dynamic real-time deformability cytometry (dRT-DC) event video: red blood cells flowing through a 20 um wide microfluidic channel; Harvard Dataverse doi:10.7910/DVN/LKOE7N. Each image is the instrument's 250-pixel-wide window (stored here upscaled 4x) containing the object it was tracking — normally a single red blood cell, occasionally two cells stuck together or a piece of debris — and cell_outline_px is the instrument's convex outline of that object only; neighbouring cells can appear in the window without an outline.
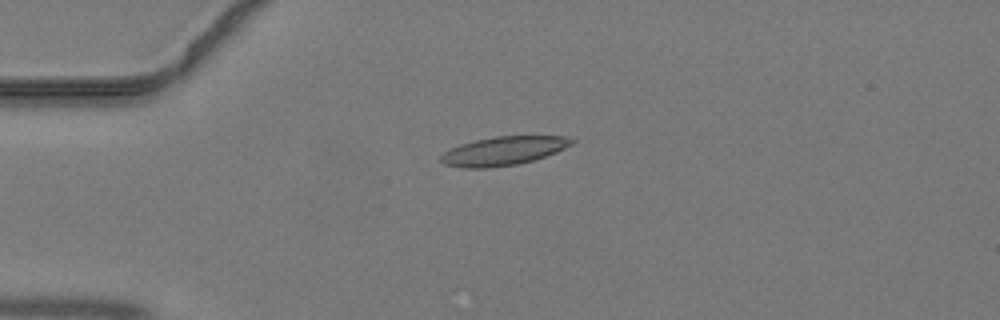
{"species": "common noctule bat (a hibernating species)", "species_latin": "Nyctalus noctula", "temperature_condition": "warm", "stored_images_in_passage": 32, "camera_frame_rate_fps": 3000, "um_per_image_px": 0.085, "animal": {"sex": "male", "body_mass_g": 19.2, "forearm_length_mm": 51.8}, "frame": {"image": 1, "passage_image": 1, "time_ms": 0.0, "image_size_px": [1000, 320], "cell_outline_px": [[576, 140], [572, 144], [556, 152], [532, 160], [516, 164], [488, 168], [464, 168], [444, 164], [440, 160], [440, 156], [444, 152], [460, 144], [476, 140], [496, 136], [564, 136]], "centroid_in_image_um": [42.78, 12.82], "position_along_channel_um": 42.2, "area_um2": 21.68}}
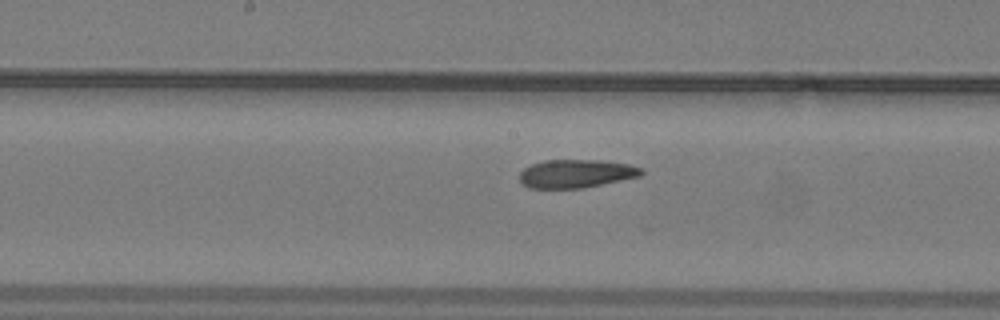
{"frame": {"image": 2, "passage_image": 13, "time_ms": 4.0, "image_size_px": [1000, 320], "cell_outline_px": [[644, 172], [640, 176], [580, 188], [528, 188], [520, 180], [520, 172], [524, 168], [532, 164], [544, 160], [600, 160], [628, 164], [644, 168]], "centroid_in_image_um": [48.97, 14.75], "position_along_channel_um": 199.2, "area_um2": 19.94}}
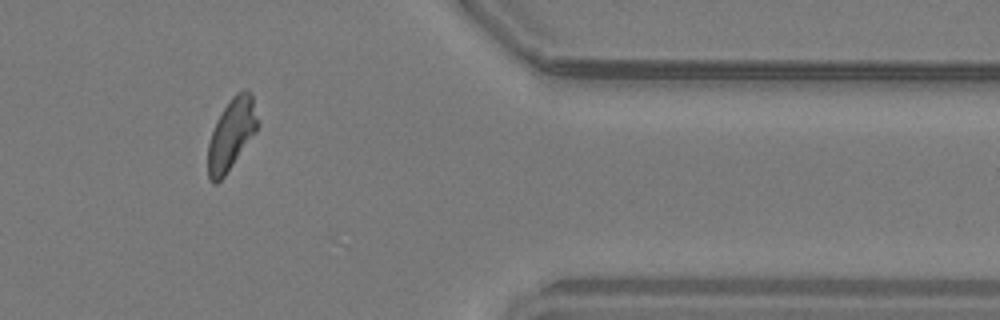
{"frame": {"image": 3, "passage_image": 27, "time_ms": 8.667, "image_size_px": [1000, 320], "cell_outline_px": [[260, 124], [256, 132], [224, 176], [216, 184], [212, 184], [208, 180], [208, 144], [216, 120], [232, 96], [236, 92], [244, 88], [248, 88], [252, 96], [260, 120]], "centroid_in_image_um": [19.69, 11.38], "position_along_channel_um": 391.7, "area_um2": 20.81}}